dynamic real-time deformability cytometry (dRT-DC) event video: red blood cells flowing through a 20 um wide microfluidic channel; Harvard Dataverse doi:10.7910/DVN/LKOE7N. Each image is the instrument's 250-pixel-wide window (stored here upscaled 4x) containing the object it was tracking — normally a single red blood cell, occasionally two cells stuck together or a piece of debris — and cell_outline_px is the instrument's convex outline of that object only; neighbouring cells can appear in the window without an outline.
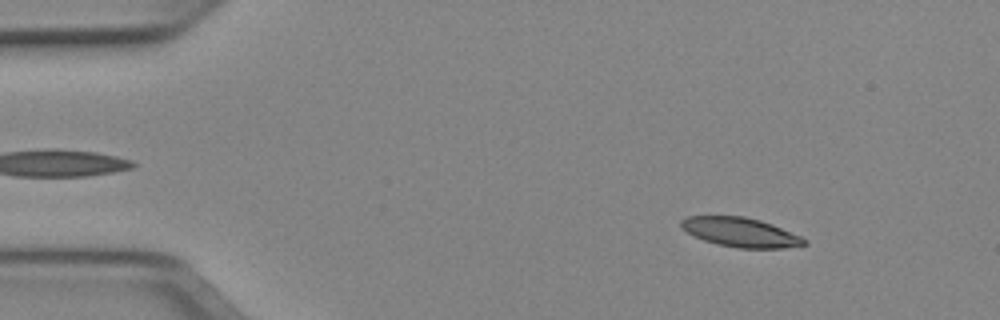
{"species": "Egyptian fruit bat (a non-hibernating species)", "species_latin": "Rousettus aegyptiacus", "temperature_condition": "cold", "stored_images_in_passage": 50, "camera_frame_rate_fps": 3000, "um_per_image_px": 0.085, "animal": {"sex": "female"}, "frame": {"image": 1, "passage_image": 6, "time_ms": 1.667, "image_size_px": [1000, 320], "cell_outline_px": [[808, 244], [784, 248], [736, 248], [716, 244], [704, 240], [688, 232], [680, 224], [680, 220], [688, 216], [744, 216], [760, 220], [772, 224], [800, 236], [808, 240]], "centroid_in_image_um": [62.97, 19.74], "position_along_channel_um": 22.0, "area_um2": 20.92}}
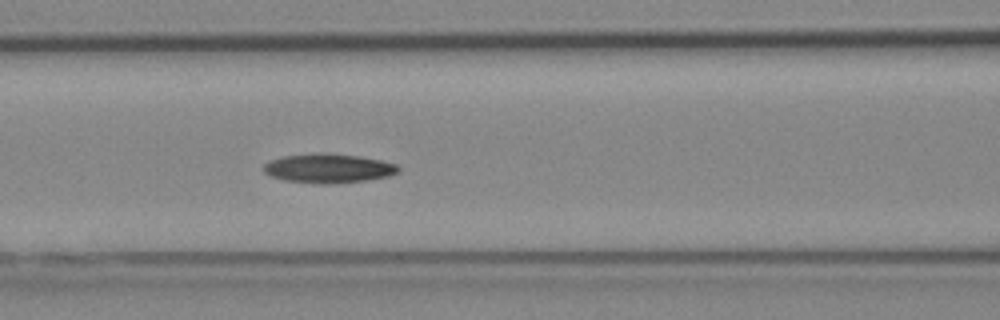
{"frame": {"image": 2, "passage_image": 21, "time_ms": 6.667, "image_size_px": [1000, 320], "cell_outline_px": [[400, 168], [396, 172], [388, 176], [368, 180], [328, 184], [320, 184], [284, 180], [272, 176], [264, 172], [264, 164], [268, 160], [284, 156], [320, 152], [360, 156], [380, 160], [396, 164]], "centroid_in_image_um": [27.89, 14.3], "position_along_channel_um": 138.7, "area_um2": 22.89}}
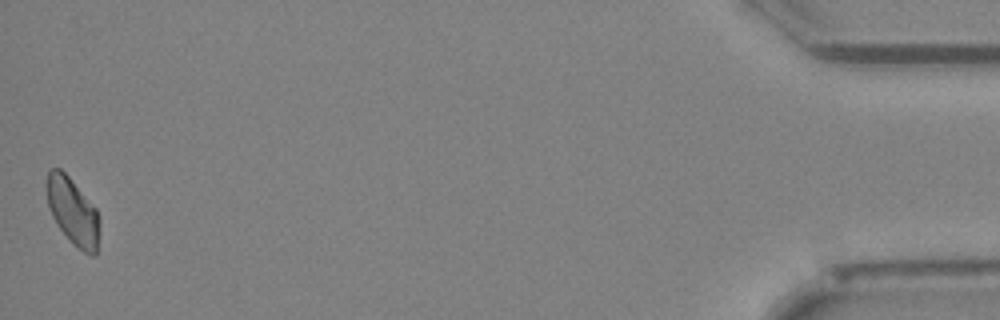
{"frame": {"image": 3, "passage_image": 50, "time_ms": 16.333, "image_size_px": [1000, 320], "cell_outline_px": [[100, 220], [96, 256], [92, 256], [84, 252], [72, 244], [56, 224], [48, 208], [44, 188], [44, 184], [48, 172], [52, 168], [60, 168], [68, 176], [96, 208]], "centroid_in_image_um": [6.15, 17.97], "position_along_channel_um": 429.1, "area_um2": 20.98}}